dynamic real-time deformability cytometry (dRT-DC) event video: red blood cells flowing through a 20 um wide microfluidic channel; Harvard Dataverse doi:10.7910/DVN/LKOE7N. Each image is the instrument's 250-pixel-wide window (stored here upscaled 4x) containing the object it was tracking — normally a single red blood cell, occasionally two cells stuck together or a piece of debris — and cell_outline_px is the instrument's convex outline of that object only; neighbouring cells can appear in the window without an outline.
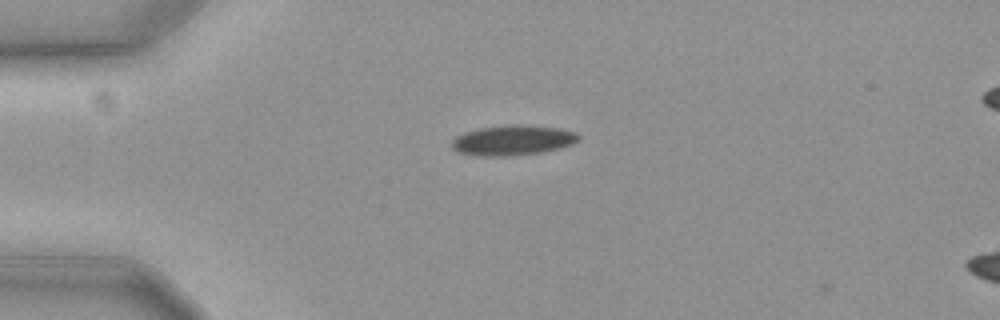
{"species": "common noctule bat (a hibernating species)", "species_latin": "Nyctalus noctula", "temperature_condition": "cold", "stored_images_in_passage": 6, "camera_frame_rate_fps": 3000, "um_per_image_px": 0.085, "animal": {"sex": "female", "body_mass_g": 19.3, "forearm_length_mm": 54.1}, "frame": {"image": 1, "passage_image": 3, "time_ms": 0.667, "image_size_px": [1000, 320], "cell_outline_px": [[580, 136], [572, 144], [540, 152], [508, 156], [476, 156], [456, 152], [452, 148], [452, 140], [456, 136], [480, 128], [560, 128], [576, 132]], "centroid_in_image_um": [43.52, 11.99], "position_along_channel_um": 41.5, "area_um2": 20.81}}